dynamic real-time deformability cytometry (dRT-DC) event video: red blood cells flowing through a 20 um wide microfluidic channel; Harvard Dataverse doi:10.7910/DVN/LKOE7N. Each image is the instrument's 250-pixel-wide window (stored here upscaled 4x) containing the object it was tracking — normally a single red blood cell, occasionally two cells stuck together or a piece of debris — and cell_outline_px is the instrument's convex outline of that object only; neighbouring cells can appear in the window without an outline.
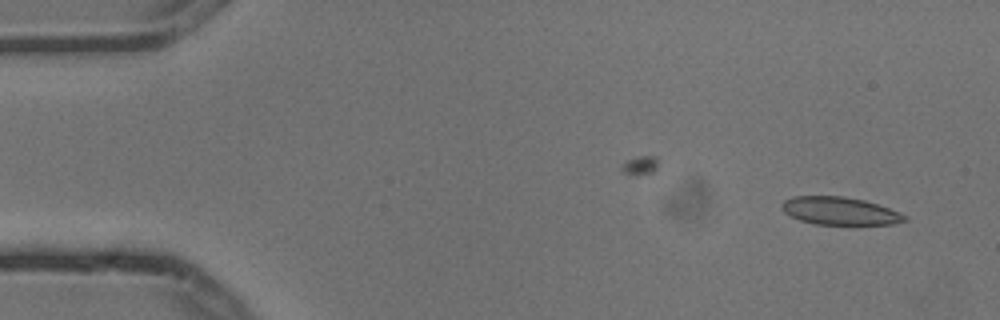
{"species": "common noctule bat (a hibernating species)", "species_latin": "Nyctalus noctula", "temperature_condition": "cold", "stored_images_in_passage": 5, "camera_frame_rate_fps": 3000, "um_per_image_px": 0.085, "animal": {"sex": "male", "body_mass_g": 13.3}, "frame": {"image": 1, "passage_image": 1, "time_ms": 0.0, "image_size_px": [1000, 320], "cell_outline_px": [[908, 220], [892, 224], [816, 224], [800, 220], [784, 212], [780, 208], [780, 204], [784, 200], [792, 196], [844, 196], [864, 200], [900, 212], [908, 216]], "centroid_in_image_um": [71.37, 17.92], "position_along_channel_um": 13.6, "area_um2": 19.88}}
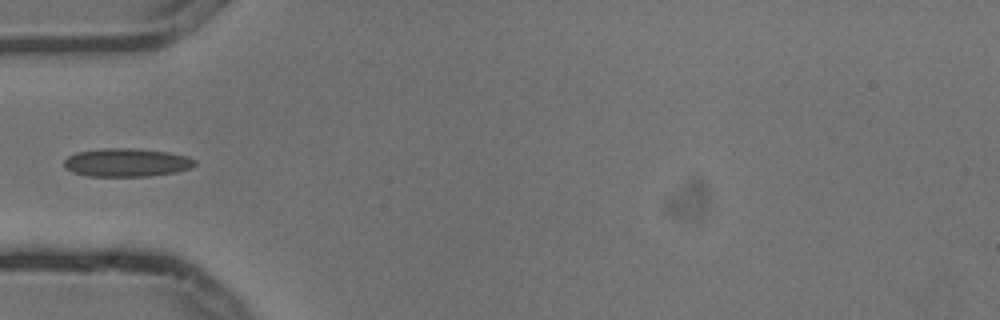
{"frame": {"image": 2, "passage_image": 4, "time_ms": 1.0, "image_size_px": [1000, 320], "cell_outline_px": [[196, 164], [192, 168], [176, 172], [148, 176], [88, 176], [72, 172], [64, 168], [64, 160], [68, 156], [76, 152], [100, 148], [132, 148], [168, 152], [184, 156], [196, 160]], "centroid_in_image_um": [10.73, 13.81], "position_along_channel_um": 74.3, "area_um2": 21.68}}
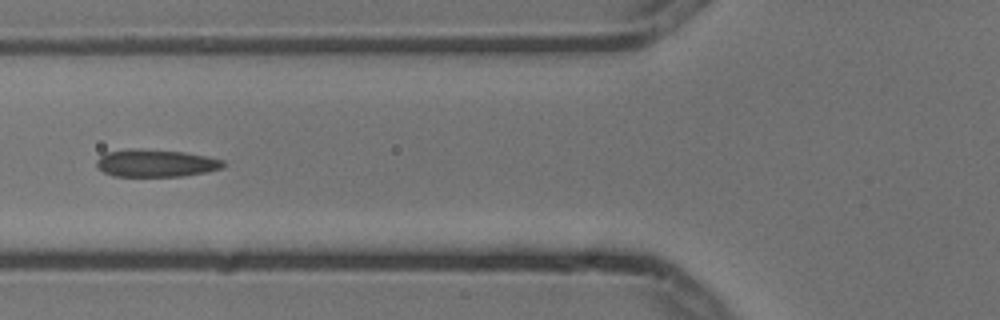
{"frame": {"image": 3, "passage_image": 5, "time_ms": 1.333, "image_size_px": [1000, 320], "cell_outline_px": [[228, 164], [220, 168], [208, 172], [180, 176], [112, 176], [104, 172], [96, 164], [96, 160], [104, 152], [184, 152], [224, 160]], "centroid_in_image_um": [13.31, 13.93], "position_along_channel_um": 112.5, "area_um2": 19.13}}